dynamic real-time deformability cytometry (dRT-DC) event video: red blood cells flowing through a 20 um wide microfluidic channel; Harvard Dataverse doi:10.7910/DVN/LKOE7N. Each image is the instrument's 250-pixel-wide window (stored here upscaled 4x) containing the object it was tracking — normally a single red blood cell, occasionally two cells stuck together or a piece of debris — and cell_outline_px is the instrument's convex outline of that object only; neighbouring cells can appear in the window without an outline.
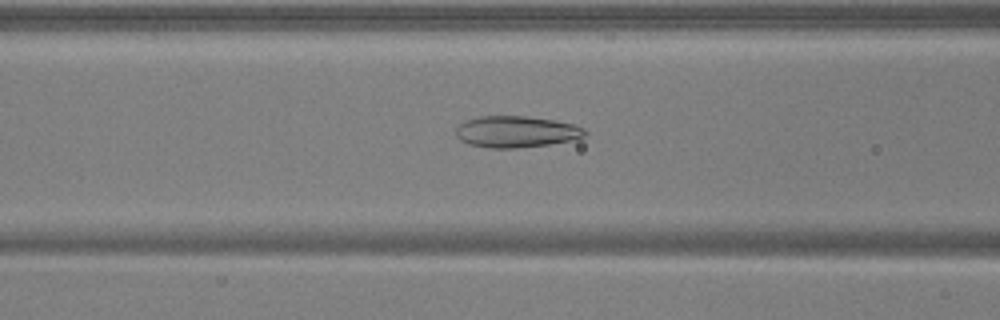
{"species": "common noctule bat (a hibernating species)", "species_latin": "Nyctalus noctula", "temperature_condition": "warm", "stored_images_in_passage": 50, "camera_frame_rate_fps": 3000, "um_per_image_px": 0.085, "animal": {"sex": "male", "body_mass_g": 17.9, "forearm_length_mm": 54.2}, "frame": {"image": 1, "passage_image": 20, "time_ms": 6.333, "image_size_px": [1000, 320], "cell_outline_px": [[588, 132], [584, 136], [568, 140], [548, 144], [516, 148], [488, 148], [468, 144], [460, 140], [456, 136], [456, 128], [460, 124], [468, 120], [480, 116], [528, 116], [556, 120], [572, 124], [584, 128]], "centroid_in_image_um": [43.85, 11.19], "position_along_channel_um": 122.7, "area_um2": 23.52}}
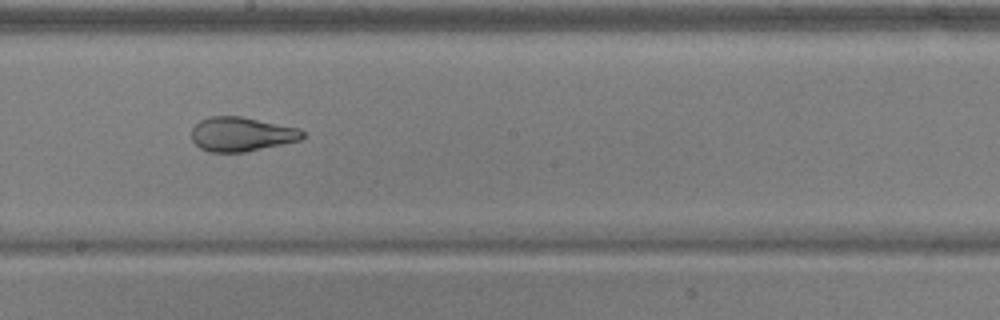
{"frame": {"image": 2, "passage_image": 28, "time_ms": 9.0, "image_size_px": [1000, 320], "cell_outline_px": [[304, 136], [300, 140], [244, 152], [208, 152], [200, 148], [192, 140], [192, 128], [200, 120], [208, 116], [240, 116], [300, 128], [304, 132]], "centroid_in_image_um": [20.51, 11.4], "position_along_channel_um": 227.7, "area_um2": 22.14}}
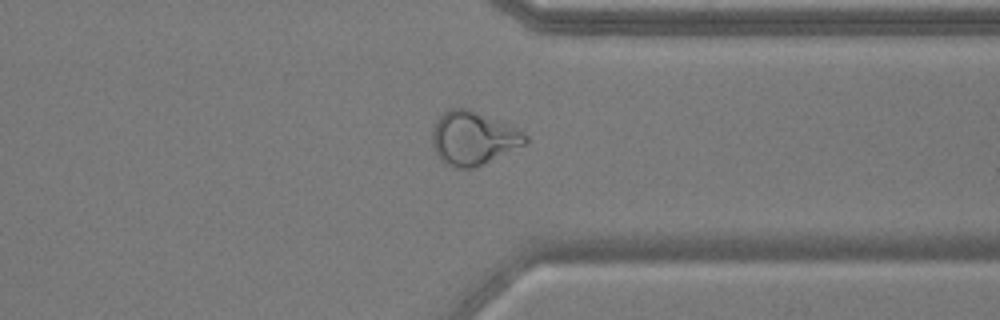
{"frame": {"image": 3, "passage_image": 39, "time_ms": 12.667, "image_size_px": [1000, 320], "cell_outline_px": [[528, 140], [524, 144], [472, 168], [456, 168], [444, 164], [436, 152], [432, 144], [432, 132], [436, 120], [448, 108], [468, 108], [524, 132], [528, 136]], "centroid_in_image_um": [40.17, 11.73], "position_along_channel_um": 371.2, "area_um2": 28.38}}